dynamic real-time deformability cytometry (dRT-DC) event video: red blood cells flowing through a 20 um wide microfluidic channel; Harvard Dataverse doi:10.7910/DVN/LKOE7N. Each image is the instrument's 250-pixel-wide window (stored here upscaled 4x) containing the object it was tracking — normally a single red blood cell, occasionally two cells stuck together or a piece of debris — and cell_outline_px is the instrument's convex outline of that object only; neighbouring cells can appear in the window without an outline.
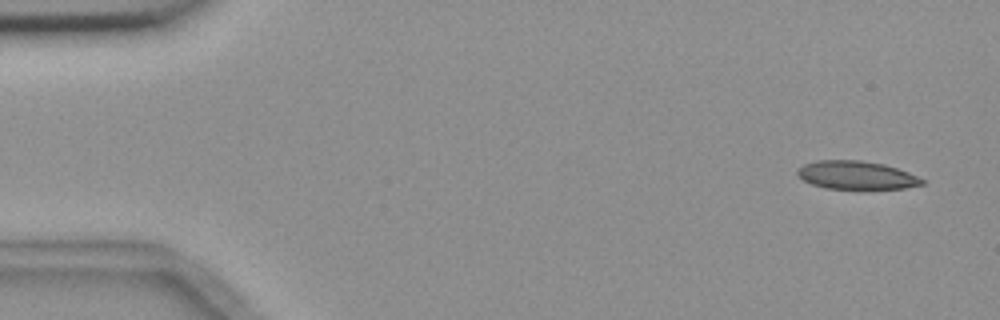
{"species": "common noctule bat (a hibernating species)", "species_latin": "Nyctalus noctula", "temperature_condition": "room temperature", "stored_images_in_passage": 4, "camera_frame_rate_fps": 3000, "um_per_image_px": 0.085, "animal": {"sex": "female", "body_mass_g": 18.4}, "frame": {"image": 1, "passage_image": 1, "time_ms": 0.0, "image_size_px": [1000, 320], "cell_outline_px": [[924, 184], [904, 188], [824, 188], [812, 184], [804, 180], [796, 172], [804, 164], [816, 160], [860, 160], [884, 164], [908, 172], [924, 180]], "centroid_in_image_um": [72.78, 14.88], "position_along_channel_um": 12.2, "area_um2": 20.17}}